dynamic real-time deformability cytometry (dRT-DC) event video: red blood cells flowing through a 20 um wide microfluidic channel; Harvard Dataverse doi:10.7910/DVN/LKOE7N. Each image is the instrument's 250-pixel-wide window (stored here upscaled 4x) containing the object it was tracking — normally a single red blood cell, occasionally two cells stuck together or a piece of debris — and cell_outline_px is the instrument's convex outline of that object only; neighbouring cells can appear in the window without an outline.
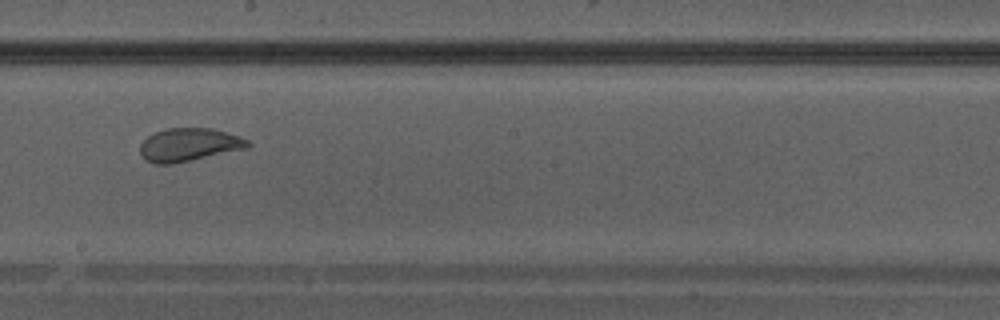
{"species": "Egyptian fruit bat (a non-hibernating species)", "species_latin": "Rousettus aegyptiacus", "temperature_condition": "warm", "stored_images_in_passage": 41, "camera_frame_rate_fps": 3000, "um_per_image_px": 0.085, "animal": {"sex": "male"}, "frame": {"image": 1, "passage_image": 24, "time_ms": 7.667, "image_size_px": [1000, 320], "cell_outline_px": [[252, 144], [248, 148], [172, 164], [156, 164], [144, 160], [140, 152], [140, 144], [148, 136], [164, 128], [212, 128], [240, 136], [248, 140]], "centroid_in_image_um": [16.06, 12.3], "position_along_channel_um": 232.1, "area_um2": 20.87}}